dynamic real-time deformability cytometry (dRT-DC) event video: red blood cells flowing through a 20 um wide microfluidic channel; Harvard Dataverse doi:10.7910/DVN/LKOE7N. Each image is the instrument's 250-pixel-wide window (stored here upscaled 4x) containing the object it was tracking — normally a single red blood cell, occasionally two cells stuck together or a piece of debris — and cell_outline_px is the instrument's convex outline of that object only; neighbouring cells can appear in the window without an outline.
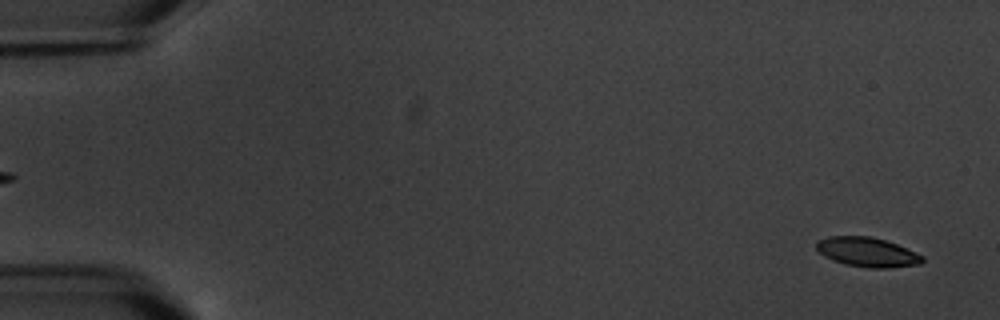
{"species": "common noctule bat (a hibernating species)", "species_latin": "Nyctalus noctula", "temperature_condition": "warm", "stored_images_in_passage": 6, "segment_of_instrument_passage": [2, 2], "camera_frame_rate_fps": 3000, "um_per_image_px": 0.085, "animal": {"sex": "male", "body_mass_g": 20.1, "forearm_length_mm": 53.5}, "frame": {"image": 1, "passage_image": 6, "time_ms": 5.667, "image_size_px": [1000, 320], "cell_outline_px": [[924, 260], [920, 264], [888, 268], [868, 268], [844, 264], [832, 260], [824, 256], [816, 248], [816, 244], [820, 240], [828, 236], [872, 236], [896, 244], [924, 256]], "centroid_in_image_um": [73.72, 21.43], "position_along_channel_um": 11.3, "area_um2": 18.15}}